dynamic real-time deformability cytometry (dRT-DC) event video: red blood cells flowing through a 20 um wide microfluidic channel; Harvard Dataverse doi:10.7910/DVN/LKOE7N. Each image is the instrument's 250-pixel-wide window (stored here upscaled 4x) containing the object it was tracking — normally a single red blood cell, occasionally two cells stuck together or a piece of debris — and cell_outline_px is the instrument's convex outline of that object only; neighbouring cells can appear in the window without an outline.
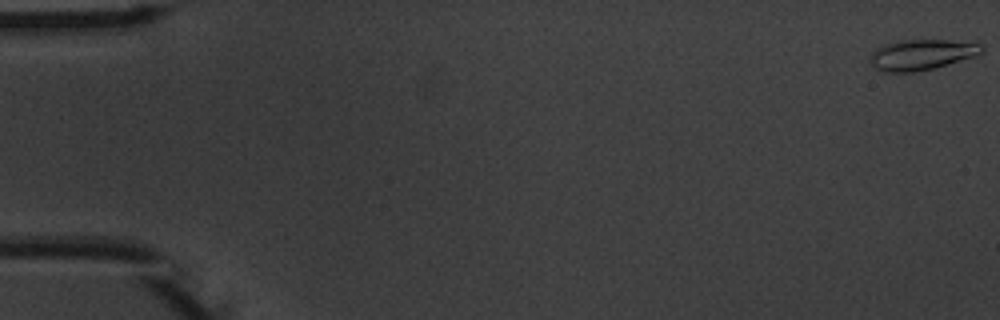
{"species": "common noctule bat (a hibernating species)", "species_latin": "Nyctalus noctula", "temperature_condition": "warm", "stored_images_in_passage": 7, "camera_frame_rate_fps": 3000, "um_per_image_px": 0.085, "animal": {"sex": "male", "body_mass_g": 20.1, "forearm_length_mm": 53.5}, "frame": {"image": 1, "passage_image": 1, "time_ms": 0.0, "image_size_px": [1000, 320], "cell_outline_px": [[984, 48], [976, 56], [936, 68], [916, 72], [880, 72], [868, 60], [872, 52], [876, 48], [884, 44], [900, 40], [948, 40], [984, 44]], "centroid_in_image_um": [78.32, 4.65], "position_along_channel_um": 6.7, "area_um2": 20.11}}
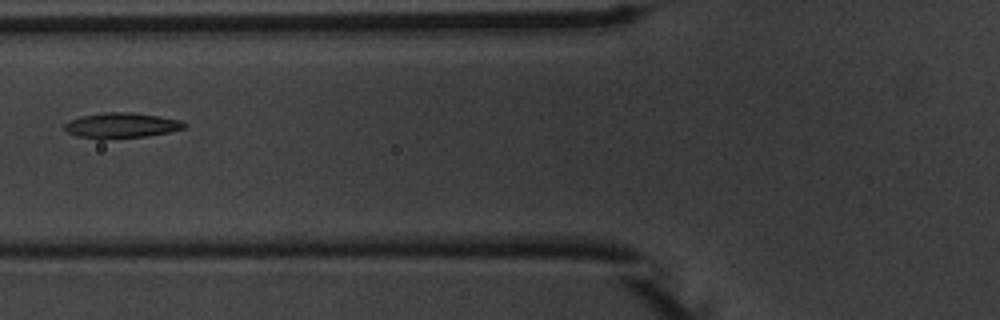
{"frame": {"image": 2, "passage_image": 7, "time_ms": 7.0, "image_size_px": [1000, 320], "cell_outline_px": [[188, 124], [184, 128], [168, 132], [144, 136], [104, 140], [96, 140], [76, 136], [64, 132], [64, 124], [68, 120], [80, 116], [104, 112], [132, 112], [160, 116], [180, 120]], "centroid_in_image_um": [10.24, 10.67], "position_along_channel_um": 115.6, "area_um2": 18.09}}